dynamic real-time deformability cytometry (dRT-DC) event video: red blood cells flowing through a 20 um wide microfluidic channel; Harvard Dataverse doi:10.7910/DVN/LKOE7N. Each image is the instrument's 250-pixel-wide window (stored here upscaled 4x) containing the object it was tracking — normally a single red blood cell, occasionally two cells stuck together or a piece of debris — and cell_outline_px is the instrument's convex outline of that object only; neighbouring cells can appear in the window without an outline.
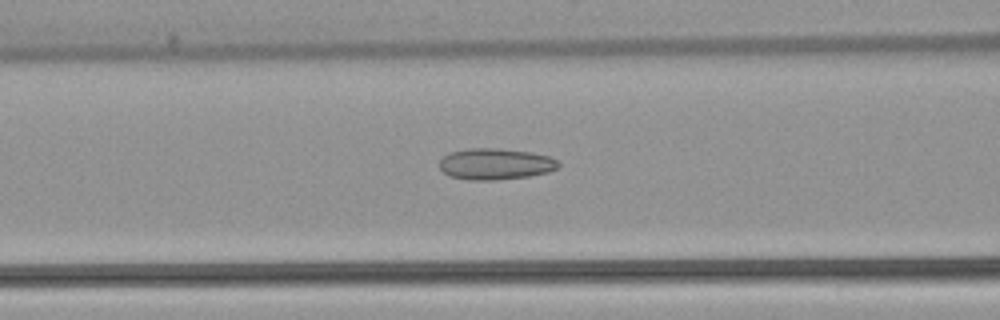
{"species": "common noctule bat (a hibernating species)", "species_latin": "Nyctalus noctula", "temperature_condition": "warm", "stored_images_in_passage": 52, "camera_frame_rate_fps": 3000, "um_per_image_px": 0.085, "animal": {"sex": "female", "body_mass_g": 22.7, "forearm_length_mm": 54.2}, "frame": {"image": 1, "passage_image": 21, "time_ms": 6.667, "image_size_px": [1000, 320], "cell_outline_px": [[560, 164], [556, 168], [548, 172], [528, 176], [496, 180], [468, 180], [448, 176], [440, 168], [440, 160], [448, 152], [468, 148], [500, 148], [528, 152], [552, 156]], "centroid_in_image_um": [42.08, 13.93], "position_along_channel_um": 124.5, "area_um2": 21.79}}
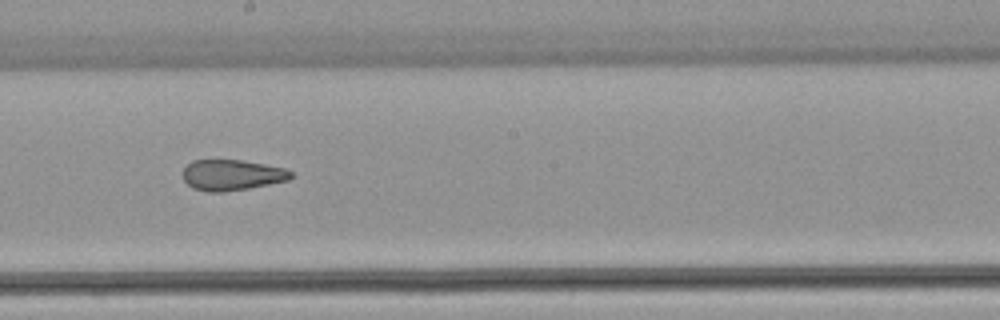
{"frame": {"image": 2, "passage_image": 29, "time_ms": 9.333, "image_size_px": [1000, 320], "cell_outline_px": [[292, 176], [288, 180], [248, 188], [224, 192], [208, 192], [192, 188], [184, 180], [180, 172], [192, 160], [240, 160], [264, 164], [284, 168], [292, 172]], "centroid_in_image_um": [19.65, 14.88], "position_along_channel_um": 228.5, "area_um2": 19.36}}
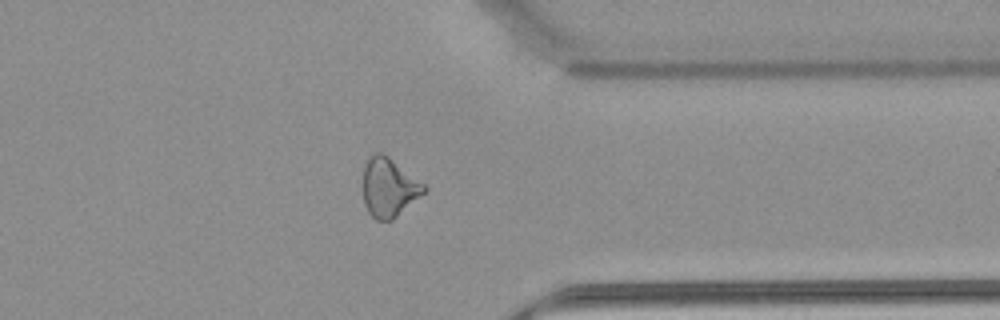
{"frame": {"image": 3, "passage_image": 41, "time_ms": 13.333, "image_size_px": [1000, 320], "cell_outline_px": [[428, 188], [424, 192], [392, 220], [376, 220], [368, 212], [364, 204], [364, 164], [368, 156], [376, 152], [380, 152], [388, 156], [424, 184]], "centroid_in_image_um": [33.03, 15.92], "position_along_channel_um": 378.4, "area_um2": 20.63}, "authors_computed_cell_mechanics": {"area_um2": 22.1952, "velocity_mm_per_s": 3.9115, "shape_relaxation_time_tau1_ms": null, "shape_relaxation_time_tau2_ms": 2.354, "deformation_change_tau1": null, "deformation_change_tau2": 0.1118}}